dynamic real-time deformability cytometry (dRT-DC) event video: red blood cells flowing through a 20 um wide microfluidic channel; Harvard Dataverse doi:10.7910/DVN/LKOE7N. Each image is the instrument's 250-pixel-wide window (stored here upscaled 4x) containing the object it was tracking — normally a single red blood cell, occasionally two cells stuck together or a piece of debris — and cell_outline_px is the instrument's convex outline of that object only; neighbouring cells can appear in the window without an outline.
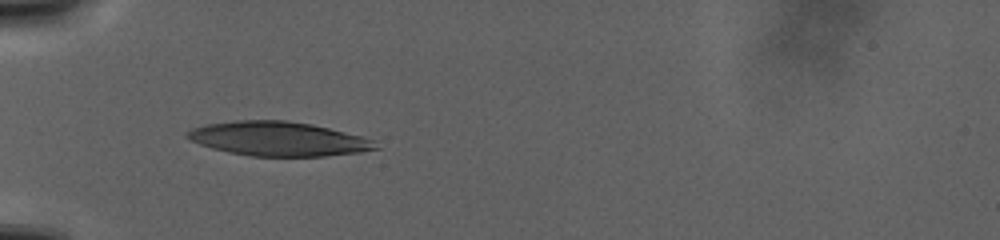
{"species": "human", "species_latin": "Homo sapiens", "temperature_condition": "warm", "stored_images_in_passage": 99, "camera_frame_rate_fps": 3000, "um_per_image_px": 0.085, "donor": {"sex": "male"}, "frame": {"image": 1, "passage_image": 1, "time_ms": 0.0, "image_size_px": [1000, 240], "cell_outline_px": [[380, 148], [360, 152], [324, 156], [248, 156], [228, 152], [212, 148], [200, 144], [184, 136], [184, 132], [192, 128], [204, 124], [236, 120], [288, 120], [312, 124], [360, 136], [372, 140]], "centroid_in_image_um": [23.6, 11.79], "position_along_channel_um": 61.4, "area_um2": 37.57}}
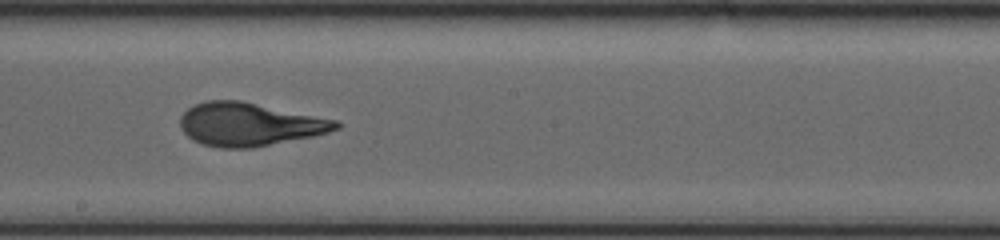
{"frame": {"image": 2, "passage_image": 40, "time_ms": 9.667, "image_size_px": [1000, 240], "cell_outline_px": [[344, 124], [340, 128], [328, 132], [312, 136], [252, 148], [220, 148], [204, 144], [192, 140], [180, 128], [180, 116], [188, 108], [204, 100], [240, 100], [340, 120]], "centroid_in_image_um": [21.23, 10.56], "position_along_channel_um": 227.0, "area_um2": 39.48}}
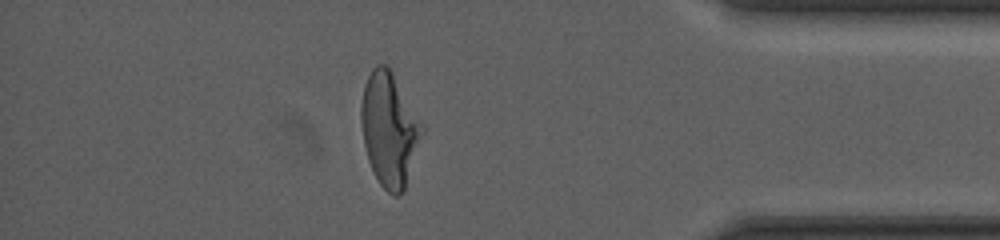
{"frame": {"image": 3, "passage_image": 79, "time_ms": 20.667, "image_size_px": [1000, 240], "cell_outline_px": [[424, 132], [404, 192], [396, 196], [392, 196], [380, 184], [368, 160], [364, 144], [360, 120], [360, 104], [364, 84], [372, 68], [376, 64], [384, 64], [392, 72], [424, 124]], "centroid_in_image_um": [33.1, 11.0], "position_along_channel_um": 402.1, "area_um2": 40.58}}